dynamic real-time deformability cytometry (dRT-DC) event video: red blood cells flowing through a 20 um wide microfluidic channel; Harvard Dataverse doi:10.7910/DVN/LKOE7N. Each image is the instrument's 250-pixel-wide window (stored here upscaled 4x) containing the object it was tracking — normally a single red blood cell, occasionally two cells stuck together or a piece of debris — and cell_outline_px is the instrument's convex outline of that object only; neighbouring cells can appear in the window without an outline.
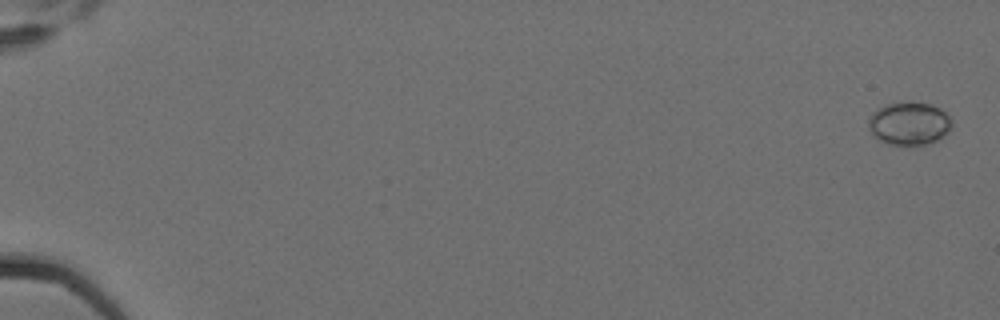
{"species": "Egyptian fruit bat (a non-hibernating species)", "species_latin": "Rousettus aegyptiacus", "temperature_condition": "cold", "stored_images_in_passage": 6, "camera_frame_rate_fps": 3000, "um_per_image_px": 0.085, "animal": {"sex": "female"}, "frame": {"image": 1, "passage_image": 1, "time_ms": 0.0, "image_size_px": [1000, 320], "cell_outline_px": [[952, 128], [948, 132], [936, 140], [924, 144], [908, 148], [888, 144], [872, 136], [868, 128], [868, 120], [872, 112], [884, 104], [928, 104], [940, 108], [952, 120]], "centroid_in_image_um": [77.24, 10.56], "position_along_channel_um": 7.8, "area_um2": 20.98}}
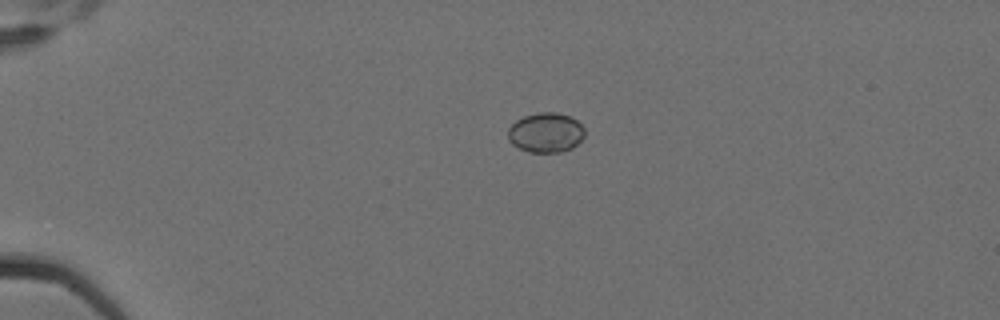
{"frame": {"image": 2, "passage_image": 5, "time_ms": 1.333, "image_size_px": [1000, 320], "cell_outline_px": [[584, 136], [572, 148], [560, 152], [528, 152], [512, 144], [508, 140], [508, 128], [516, 120], [524, 116], [540, 112], [556, 112], [572, 116], [584, 128]], "centroid_in_image_um": [46.38, 11.26], "position_along_channel_um": 38.6, "area_um2": 17.8}}